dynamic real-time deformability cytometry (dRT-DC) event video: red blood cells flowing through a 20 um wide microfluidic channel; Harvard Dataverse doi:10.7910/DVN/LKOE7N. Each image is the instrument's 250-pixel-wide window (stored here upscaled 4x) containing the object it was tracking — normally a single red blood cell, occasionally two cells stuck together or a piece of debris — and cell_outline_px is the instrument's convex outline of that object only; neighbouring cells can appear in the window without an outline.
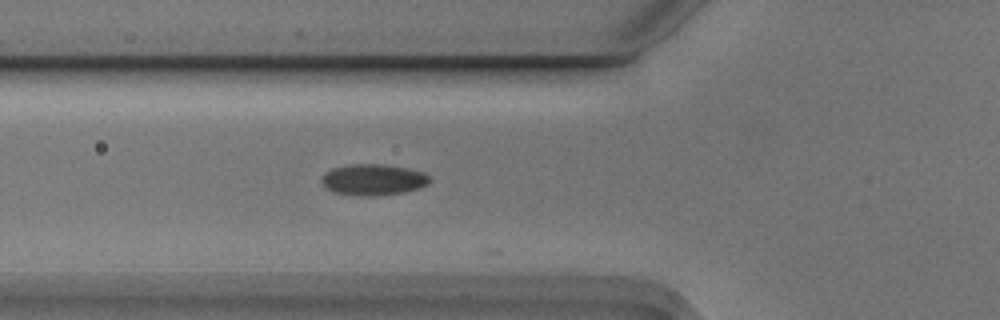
{"species": "Egyptian fruit bat (a non-hibernating species)", "species_latin": "Rousettus aegyptiacus", "temperature_condition": "cold", "stored_images_in_passage": 3, "camera_frame_rate_fps": 3000, "um_per_image_px": 0.085, "animal": {"sex": "male"}, "frame": {"image": 1, "passage_image": 3, "time_ms": 0.667, "image_size_px": [1000, 320], "cell_outline_px": [[428, 184], [420, 188], [404, 192], [376, 196], [364, 196], [332, 192], [320, 180], [320, 176], [324, 172], [332, 168], [348, 164], [384, 164], [408, 168], [424, 172], [428, 176]], "centroid_in_image_um": [31.7, 15.26], "position_along_channel_um": 94.1, "area_um2": 19.77}}